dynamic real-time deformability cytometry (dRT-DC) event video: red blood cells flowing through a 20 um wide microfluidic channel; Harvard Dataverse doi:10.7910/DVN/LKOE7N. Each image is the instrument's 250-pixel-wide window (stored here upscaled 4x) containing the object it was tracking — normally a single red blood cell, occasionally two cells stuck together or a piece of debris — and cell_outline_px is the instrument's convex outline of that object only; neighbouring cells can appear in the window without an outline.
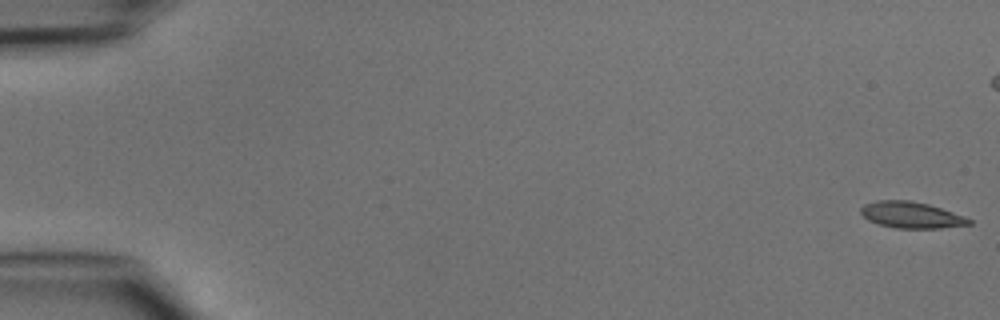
{"species": "common noctule bat (a hibernating species)", "species_latin": "Nyctalus noctula", "temperature_condition": "cold", "stored_images_in_passage": 49, "camera_frame_rate_fps": 3000, "um_per_image_px": 0.085, "animal": {"sex": "male", "body_mass_g": 15.6}, "frame": {"image": 1, "passage_image": 1, "time_ms": 0.0, "image_size_px": [1000, 320], "cell_outline_px": [[972, 224], [940, 228], [896, 228], [880, 224], [868, 220], [860, 212], [860, 208], [864, 204], [876, 200], [908, 200], [928, 204], [964, 216], [972, 220]], "centroid_in_image_um": [77.44, 18.27], "position_along_channel_um": 7.6, "area_um2": 16.47}}
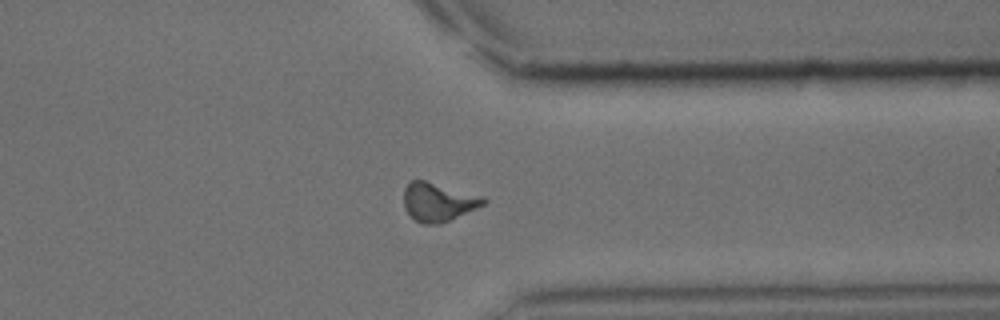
{"frame": {"image": 2, "passage_image": 38, "time_ms": 12.333, "image_size_px": [1000, 320], "cell_outline_px": [[488, 200], [484, 204], [476, 208], [440, 224], [420, 224], [404, 208], [404, 188], [412, 180], [424, 180], [484, 196]], "centroid_in_image_um": [37.25, 17.16], "position_along_channel_um": 374.2, "area_um2": 17.8}}
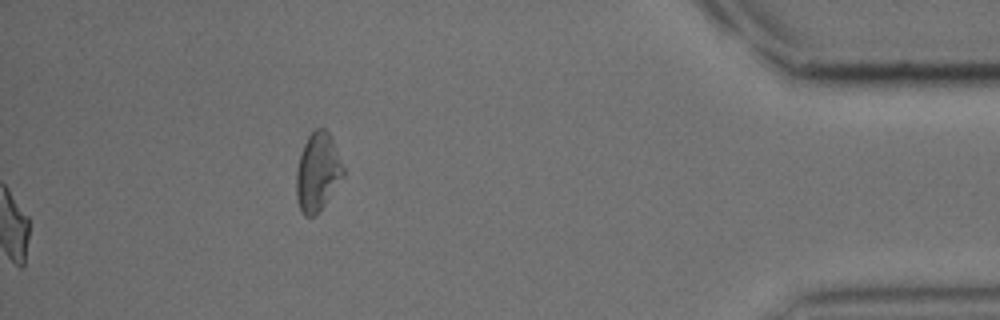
{"frame": {"image": 3, "passage_image": 49, "time_ms": 16.0, "image_size_px": [1000, 320], "cell_outline_px": [[344, 176], [324, 204], [312, 216], [304, 216], [300, 208], [296, 196], [296, 168], [300, 152], [308, 136], [316, 128], [324, 128], [332, 136], [344, 168]], "centroid_in_image_um": [26.99, 14.57], "position_along_channel_um": 408.2, "area_um2": 21.33}}